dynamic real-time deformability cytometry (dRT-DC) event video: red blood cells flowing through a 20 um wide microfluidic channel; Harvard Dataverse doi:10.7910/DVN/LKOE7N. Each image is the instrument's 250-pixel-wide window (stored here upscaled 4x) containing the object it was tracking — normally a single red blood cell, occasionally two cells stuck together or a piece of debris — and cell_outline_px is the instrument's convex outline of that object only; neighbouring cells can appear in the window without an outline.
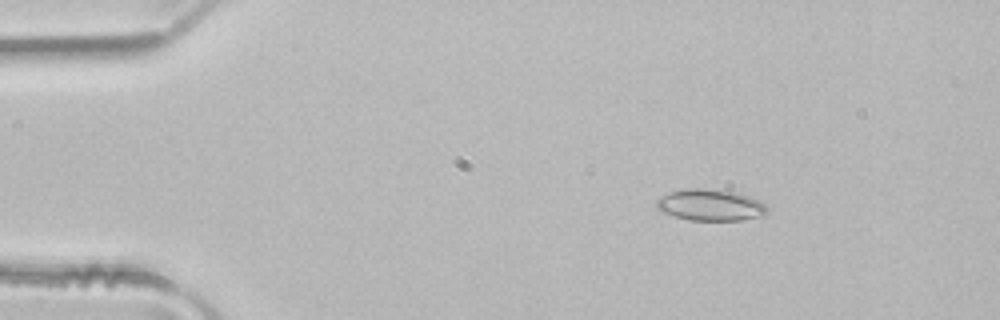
{"species": "common noctule bat (a hibernating species)", "species_latin": "Nyctalus noctula", "temperature_condition": "room temperature", "stored_images_in_passage": 4, "camera_frame_rate_fps": 3000, "um_per_image_px": 0.085, "animal": {"sex": "male", "body_mass_g": 21.5, "forearm_length_mm": 52.0}, "frame": {"image": 1, "passage_image": 2, "time_ms": 0.333, "image_size_px": [1000, 320], "cell_outline_px": [[768, 208], [764, 216], [740, 220], [688, 220], [660, 212], [656, 208], [656, 200], [660, 196], [672, 192], [688, 188], [700, 188], [736, 192], [760, 200]], "centroid_in_image_um": [60.37, 17.43], "position_along_channel_um": 24.6, "area_um2": 20.35}}
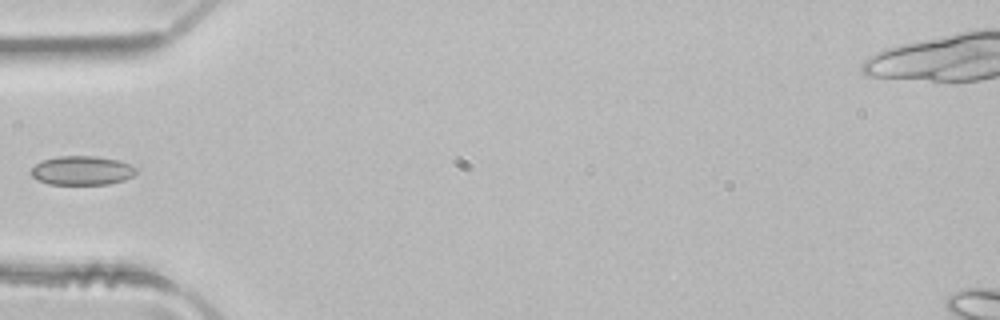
{"frame": {"image": 2, "passage_image": 4, "time_ms": 1.0, "image_size_px": [1000, 320], "cell_outline_px": [[136, 172], [132, 176], [124, 180], [108, 184], [48, 184], [36, 180], [32, 176], [32, 168], [40, 160], [56, 156], [96, 156], [120, 160], [132, 164], [136, 168]], "centroid_in_image_um": [6.97, 14.48], "position_along_channel_um": 78.0, "area_um2": 17.98}}